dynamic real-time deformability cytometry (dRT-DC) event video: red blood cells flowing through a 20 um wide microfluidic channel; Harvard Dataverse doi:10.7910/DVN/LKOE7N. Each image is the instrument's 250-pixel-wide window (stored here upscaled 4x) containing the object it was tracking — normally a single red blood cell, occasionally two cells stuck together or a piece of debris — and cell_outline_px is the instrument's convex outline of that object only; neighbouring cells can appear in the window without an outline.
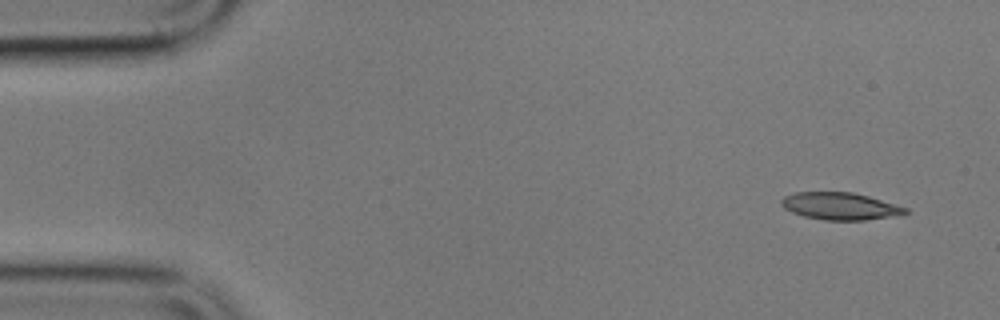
{"species": "common noctule bat (a hibernating species)", "species_latin": "Nyctalus noctula", "temperature_condition": "cold", "stored_images_in_passage": 6, "camera_frame_rate_fps": 3000, "um_per_image_px": 0.085, "animal": {"sex": "male", "body_mass_g": 17.9}, "frame": {"image": 1, "passage_image": 1, "time_ms": 0.0, "image_size_px": [1000, 320], "cell_outline_px": [[912, 212], [896, 216], [864, 220], [824, 220], [804, 216], [792, 212], [784, 208], [780, 204], [780, 200], [784, 196], [796, 192], [852, 192], [868, 196], [908, 208]], "centroid_in_image_um": [71.42, 17.52], "position_along_channel_um": 13.6, "area_um2": 19.77}}
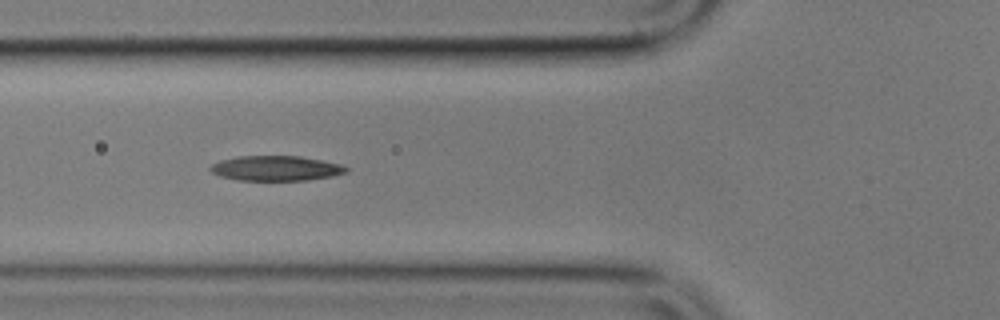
{"frame": {"image": 2, "passage_image": 5, "time_ms": 5.667, "image_size_px": [1000, 320], "cell_outline_px": [[348, 172], [332, 176], [308, 180], [236, 180], [220, 176], [212, 172], [208, 168], [212, 164], [220, 160], [236, 156], [300, 156], [340, 164], [348, 168]], "centroid_in_image_um": [23.43, 14.3], "position_along_channel_um": 102.4, "area_um2": 19.77}}
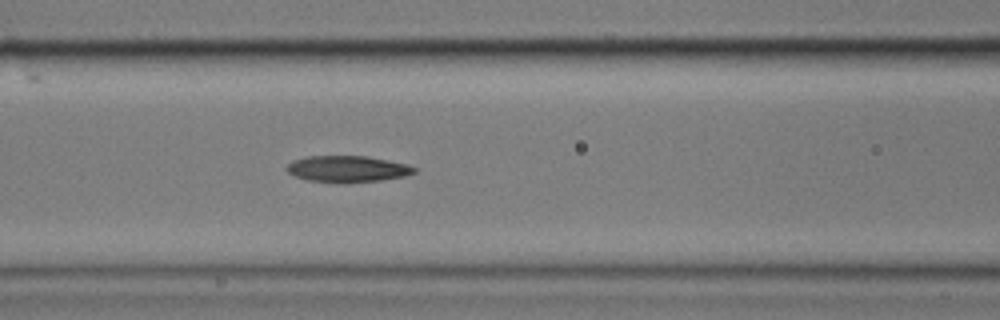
{"frame": {"image": 3, "passage_image": 6, "time_ms": 6.667, "image_size_px": [1000, 320], "cell_outline_px": [[416, 172], [404, 176], [380, 180], [308, 180], [296, 176], [288, 172], [284, 168], [292, 160], [308, 156], [368, 156], [408, 164], [416, 168]], "centroid_in_image_um": [29.54, 14.31], "position_along_channel_um": 137.1, "area_um2": 18.79}}